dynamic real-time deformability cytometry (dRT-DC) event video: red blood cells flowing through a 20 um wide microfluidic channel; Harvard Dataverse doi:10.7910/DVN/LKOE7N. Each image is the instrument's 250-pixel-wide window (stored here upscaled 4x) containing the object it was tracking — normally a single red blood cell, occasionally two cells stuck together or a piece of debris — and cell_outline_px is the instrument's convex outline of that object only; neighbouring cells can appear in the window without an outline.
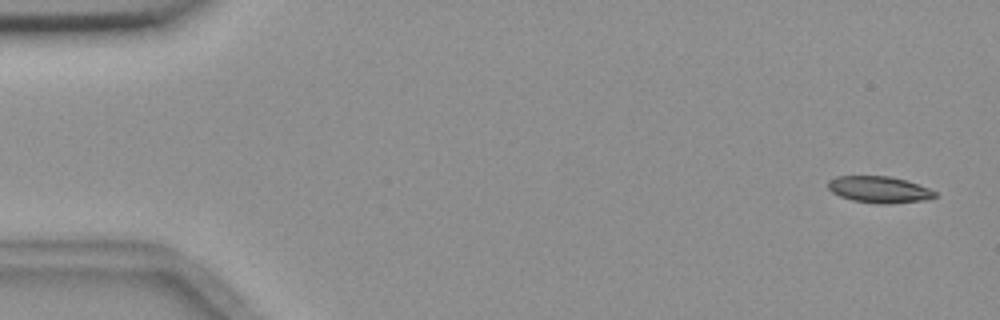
{"species": "common noctule bat (a hibernating species)", "species_latin": "Nyctalus noctula", "temperature_condition": "room temperature", "stored_images_in_passage": 5, "camera_frame_rate_fps": 3000, "um_per_image_px": 0.085, "animal": {"sex": "female", "body_mass_g": 18.4}, "frame": {"image": 1, "passage_image": 1, "time_ms": 0.0, "image_size_px": [1000, 320], "cell_outline_px": [[936, 196], [924, 200], [888, 204], [880, 204], [852, 200], [840, 196], [832, 192], [828, 188], [828, 180], [836, 176], [888, 176], [904, 180], [928, 188], [936, 192]], "centroid_in_image_um": [74.69, 16.11], "position_along_channel_um": 10.3, "area_um2": 16.36}}
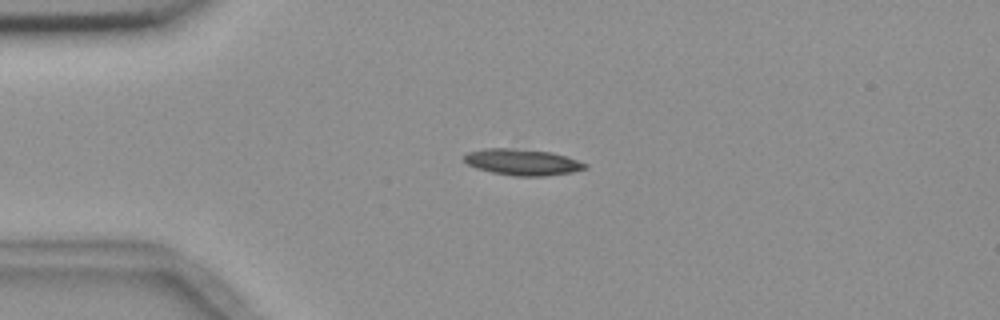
{"frame": {"image": 2, "passage_image": 4, "time_ms": 3.667, "image_size_px": [1000, 320], "cell_outline_px": [[588, 168], [572, 172], [548, 176], [516, 176], [492, 172], [476, 168], [468, 164], [464, 160], [464, 156], [468, 152], [484, 148], [512, 148], [552, 152], [588, 164]], "centroid_in_image_um": [44.41, 13.78], "position_along_channel_um": 40.6, "area_um2": 18.44}}